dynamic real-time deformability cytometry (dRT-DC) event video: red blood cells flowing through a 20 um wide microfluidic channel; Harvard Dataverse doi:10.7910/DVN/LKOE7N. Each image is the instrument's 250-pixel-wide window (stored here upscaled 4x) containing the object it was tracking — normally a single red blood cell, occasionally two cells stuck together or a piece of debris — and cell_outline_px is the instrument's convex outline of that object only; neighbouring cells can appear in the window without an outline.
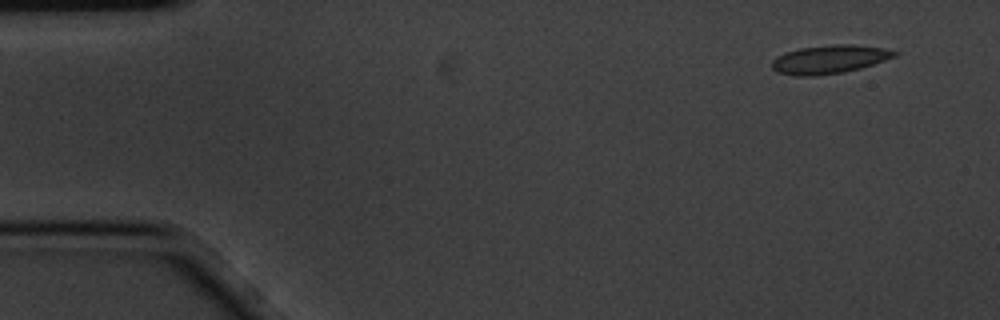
{"species": "common noctule bat (a hibernating species)", "species_latin": "Nyctalus noctula", "temperature_condition": "cold", "stored_images_in_passage": 3, "camera_frame_rate_fps": 3000, "um_per_image_px": 0.085, "animal": {"sex": "male", "body_mass_g": 20.1, "forearm_length_mm": 53.5}, "frame": {"image": 1, "passage_image": 1, "time_ms": 0.0, "image_size_px": [1000, 320], "cell_outline_px": [[900, 52], [896, 56], [860, 68], [844, 72], [816, 76], [796, 76], [776, 72], [772, 68], [772, 60], [776, 56], [784, 52], [800, 48], [832, 44], [852, 44], [884, 48]], "centroid_in_image_um": [70.47, 5.04], "position_along_channel_um": 14.5, "area_um2": 20.46}}